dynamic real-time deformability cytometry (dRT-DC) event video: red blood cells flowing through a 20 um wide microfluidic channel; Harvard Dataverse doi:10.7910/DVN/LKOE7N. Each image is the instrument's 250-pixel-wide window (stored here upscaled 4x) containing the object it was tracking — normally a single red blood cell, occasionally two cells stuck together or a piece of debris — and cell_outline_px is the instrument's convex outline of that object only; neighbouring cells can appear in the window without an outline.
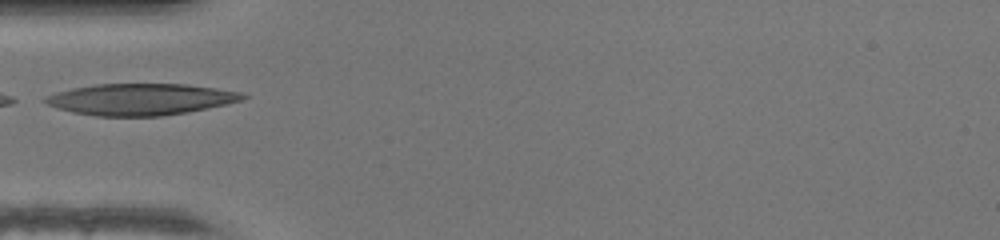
{"species": "human", "species_latin": "Homo sapiens", "temperature_condition": "warm", "stored_images_in_passage": 19, "camera_frame_rate_fps": 3000, "um_per_image_px": 0.085, "donor": {"sex": "female"}, "frame": {"image": 1, "passage_image": 1, "time_ms": 0.0, "image_size_px": [1000, 240], "cell_outline_px": [[248, 96], [244, 100], [208, 108], [160, 116], [96, 116], [72, 112], [56, 108], [40, 100], [44, 96], [56, 92], [72, 88], [96, 84], [184, 84], [216, 88], [240, 92]], "centroid_in_image_um": [11.91, 8.44], "position_along_channel_um": 73.1, "area_um2": 36.24}}
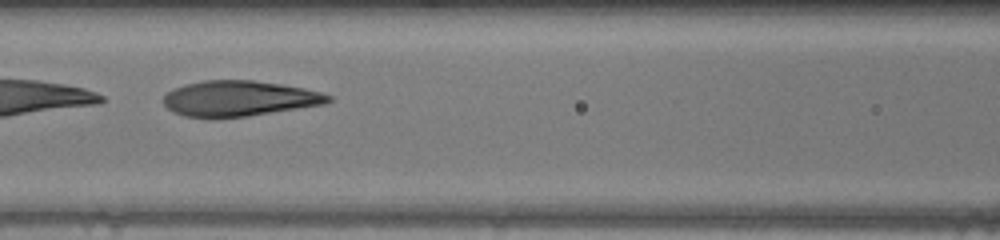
{"frame": {"image": 2, "passage_image": 6, "time_ms": 1.667, "image_size_px": [1000, 240], "cell_outline_px": [[332, 100], [324, 104], [248, 116], [184, 116], [172, 112], [164, 104], [164, 96], [168, 92], [184, 84], [204, 80], [252, 80], [280, 84], [304, 88], [320, 92], [332, 96]], "centroid_in_image_um": [20.34, 8.35], "position_along_channel_um": 146.3, "area_um2": 33.52}}
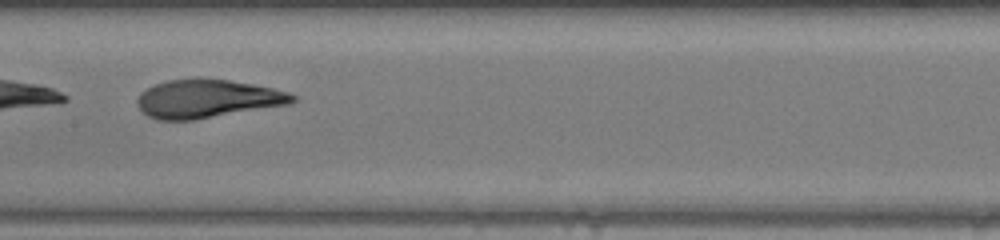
{"frame": {"image": 3, "passage_image": 9, "time_ms": 2.667, "image_size_px": [1000, 240], "cell_outline_px": [[296, 100], [288, 104], [196, 120], [156, 120], [148, 116], [136, 104], [136, 100], [140, 92], [156, 84], [168, 80], [196, 76], [200, 76], [228, 80], [252, 84], [272, 88], [288, 92], [296, 96]], "centroid_in_image_um": [17.59, 8.37], "position_along_channel_um": 189.8, "area_um2": 35.08}}